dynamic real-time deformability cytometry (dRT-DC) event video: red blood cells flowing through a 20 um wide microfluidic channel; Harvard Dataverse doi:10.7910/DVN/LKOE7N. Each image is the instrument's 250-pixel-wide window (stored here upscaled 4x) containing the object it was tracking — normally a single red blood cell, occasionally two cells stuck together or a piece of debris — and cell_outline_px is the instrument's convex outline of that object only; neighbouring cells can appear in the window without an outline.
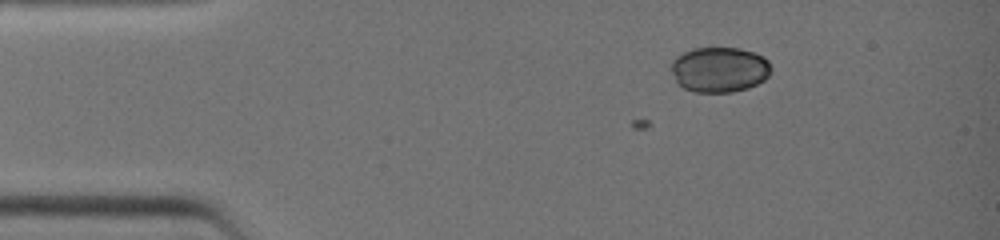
{"species": "common noctule bat (a hibernating species)", "species_latin": "Nyctalus noctula", "temperature_condition": "warm", "stored_images_in_passage": 11, "camera_frame_rate_fps": 3000, "um_per_image_px": 0.085, "animal": {"sex": "female", "body_mass_g": 19.0, "forearm_length_mm": 51.5}, "frame": {"image": 1, "passage_image": 11, "time_ms": 3.333, "image_size_px": [1000, 240], "cell_outline_px": [[772, 68], [768, 76], [764, 80], [748, 88], [732, 92], [696, 92], [684, 88], [676, 84], [672, 72], [672, 60], [676, 56], [692, 48], [740, 48], [764, 56], [768, 60]], "centroid_in_image_um": [61.15, 5.91], "position_along_channel_um": 23.9, "area_um2": 26.53}}